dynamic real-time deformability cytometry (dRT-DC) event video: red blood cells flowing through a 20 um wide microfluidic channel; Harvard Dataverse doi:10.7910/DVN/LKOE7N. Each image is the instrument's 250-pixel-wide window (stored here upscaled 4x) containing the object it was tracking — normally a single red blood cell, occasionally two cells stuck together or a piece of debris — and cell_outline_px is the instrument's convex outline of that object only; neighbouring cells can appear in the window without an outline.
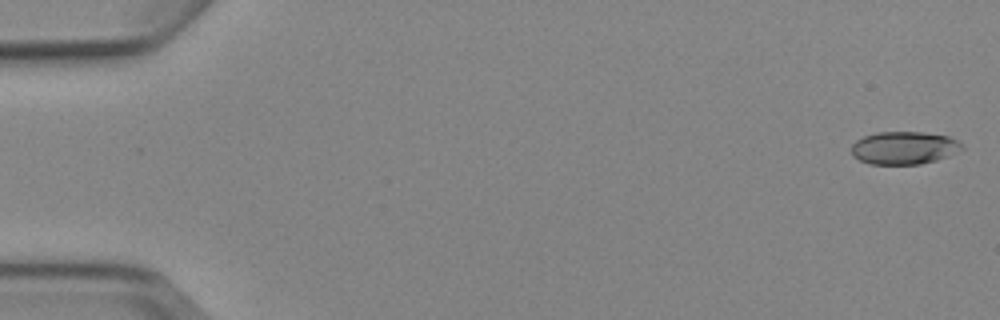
{"species": "Egyptian fruit bat (a non-hibernating species)", "species_latin": "Rousettus aegyptiacus", "temperature_condition": "cold", "stored_images_in_passage": 6, "camera_frame_rate_fps": 3000, "um_per_image_px": 0.085, "animal": {"sex": "female"}, "frame": {"image": 1, "passage_image": 1, "time_ms": 0.0, "image_size_px": [1000, 320], "cell_outline_px": [[964, 148], [948, 156], [936, 160], [920, 164], [868, 164], [852, 156], [852, 144], [856, 140], [864, 136], [876, 132], [920, 132], [948, 136], [964, 144]], "centroid_in_image_um": [76.83, 12.57], "position_along_channel_um": 8.2, "area_um2": 21.15}}
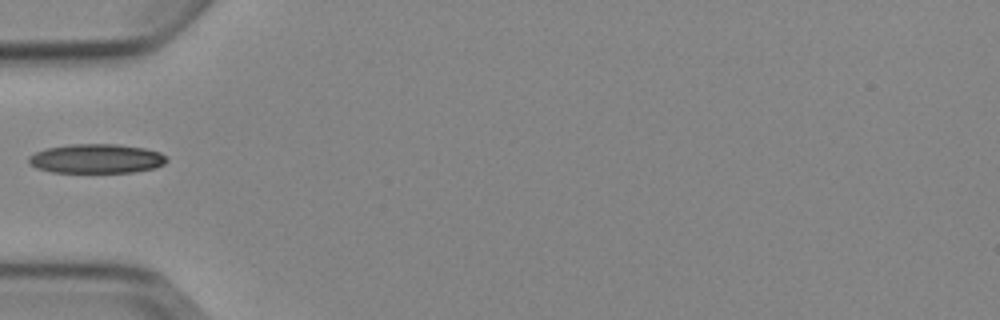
{"frame": {"image": 2, "passage_image": 5, "time_ms": 5.667, "image_size_px": [1000, 320], "cell_outline_px": [[168, 160], [164, 164], [156, 168], [132, 172], [52, 172], [36, 168], [28, 164], [28, 156], [44, 148], [72, 144], [116, 144], [144, 148], [160, 152]], "centroid_in_image_um": [8.17, 13.48], "position_along_channel_um": 76.8, "area_um2": 23.64}}
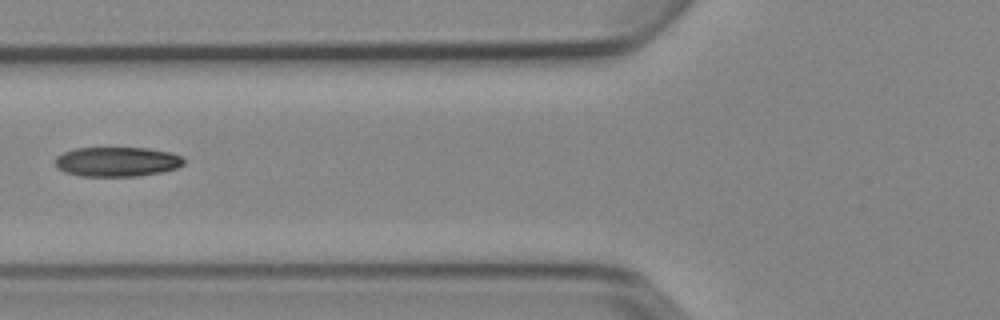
{"frame": {"image": 3, "passage_image": 6, "time_ms": 6.667, "image_size_px": [1000, 320], "cell_outline_px": [[184, 164], [176, 168], [160, 172], [136, 176], [80, 176], [64, 172], [56, 168], [56, 156], [64, 152], [76, 148], [148, 148], [168, 152], [180, 156], [184, 160]], "centroid_in_image_um": [9.91, 13.75], "position_along_channel_um": 115.9, "area_um2": 22.08}}